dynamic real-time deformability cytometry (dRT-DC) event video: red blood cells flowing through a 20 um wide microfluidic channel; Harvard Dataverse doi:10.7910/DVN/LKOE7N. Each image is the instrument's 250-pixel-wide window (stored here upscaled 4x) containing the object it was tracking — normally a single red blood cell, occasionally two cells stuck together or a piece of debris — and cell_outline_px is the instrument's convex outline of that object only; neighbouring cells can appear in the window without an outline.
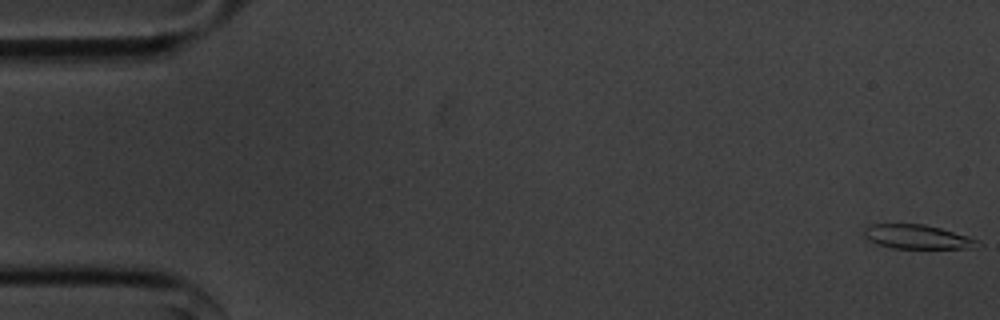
{"species": "common noctule bat (a hibernating species)", "species_latin": "Nyctalus noctula", "temperature_condition": "cold", "stored_images_in_passage": 56, "segment_of_instrument_passage": [1, 2], "camera_frame_rate_fps": 3000, "um_per_image_px": 0.085, "animal": {"sex": "male", "body_mass_g": 20.1, "forearm_length_mm": 53.5}, "frame": {"image": 1, "passage_image": 1, "time_ms": 0.0, "image_size_px": [1000, 320], "cell_outline_px": [[984, 244], [972, 248], [892, 248], [868, 240], [860, 232], [868, 224], [924, 224], [940, 228], [968, 236]], "centroid_in_image_um": [77.93, 20.12], "position_along_channel_um": 7.1, "area_um2": 16.01}}
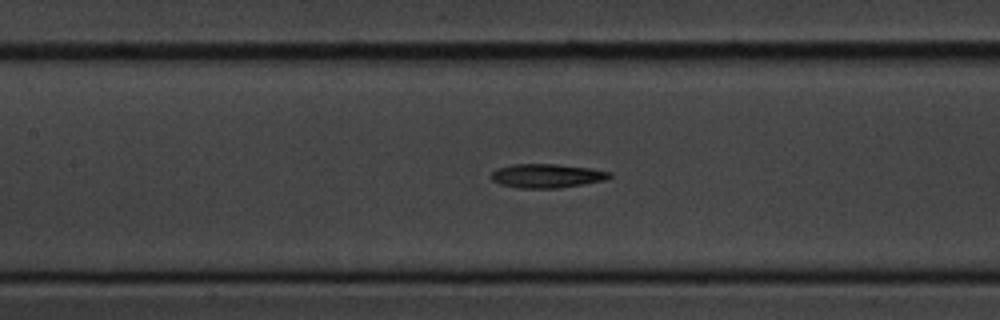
{"frame": {"image": 2, "passage_image": 25, "time_ms": 8.0, "image_size_px": [1000, 320], "cell_outline_px": [[612, 176], [604, 180], [584, 184], [560, 188], [520, 188], [500, 184], [492, 180], [492, 172], [496, 168], [512, 164], [556, 164], [592, 168], [612, 172]], "centroid_in_image_um": [46.5, 14.94], "position_along_channel_um": 160.9, "area_um2": 16.59}}
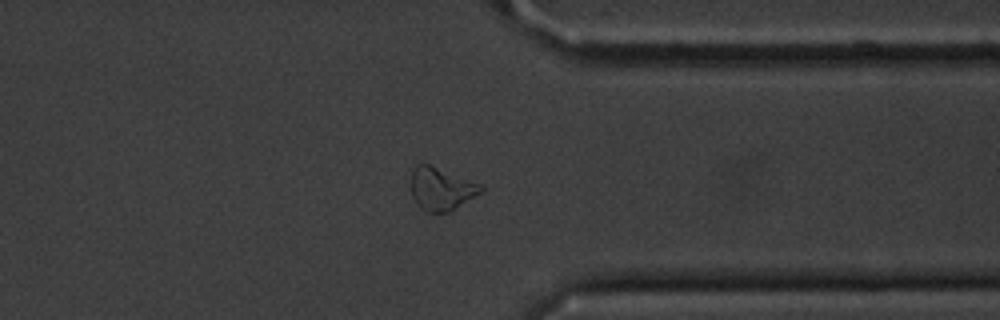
{"frame": {"image": 3, "passage_image": 43, "time_ms": 14.0, "image_size_px": [1000, 320], "cell_outline_px": [[484, 188], [480, 192], [448, 212], [428, 212], [420, 208], [416, 204], [412, 196], [412, 172], [416, 164], [428, 164], [484, 184]], "centroid_in_image_um": [37.5, 16.04], "position_along_channel_um": 373.9, "area_um2": 17.22}}